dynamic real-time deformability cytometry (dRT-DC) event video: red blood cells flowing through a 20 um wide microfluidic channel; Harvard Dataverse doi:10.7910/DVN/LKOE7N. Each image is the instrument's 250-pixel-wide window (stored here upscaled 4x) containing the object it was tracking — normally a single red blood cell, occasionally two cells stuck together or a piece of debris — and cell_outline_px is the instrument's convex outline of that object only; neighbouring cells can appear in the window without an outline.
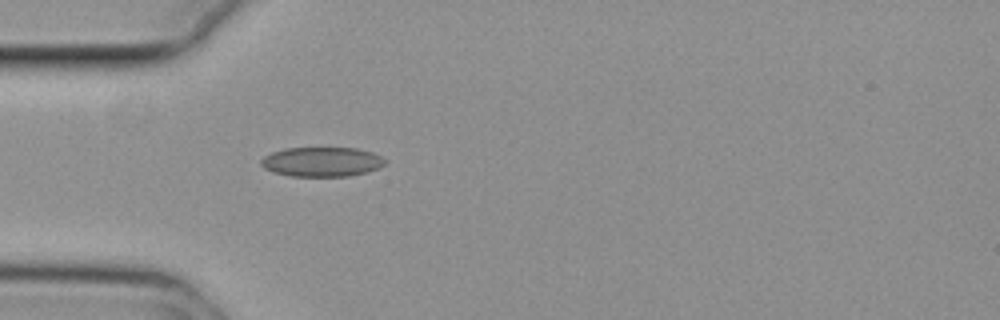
{"species": "common noctule bat (a hibernating species)", "species_latin": "Nyctalus noctula", "temperature_condition": "cold", "stored_images_in_passage": 6, "camera_frame_rate_fps": 3000, "um_per_image_px": 0.085, "animal": {"sex": "female", "body_mass_g": 29.2, "forearm_length_mm": 56.3}, "frame": {"image": 1, "passage_image": 1, "time_ms": 0.0, "image_size_px": [1000, 320], "cell_outline_px": [[388, 160], [380, 168], [368, 172], [348, 176], [288, 176], [264, 168], [260, 164], [260, 160], [264, 156], [272, 152], [284, 148], [356, 148], [372, 152]], "centroid_in_image_um": [27.37, 13.75], "position_along_channel_um": 57.6, "area_um2": 21.44}}